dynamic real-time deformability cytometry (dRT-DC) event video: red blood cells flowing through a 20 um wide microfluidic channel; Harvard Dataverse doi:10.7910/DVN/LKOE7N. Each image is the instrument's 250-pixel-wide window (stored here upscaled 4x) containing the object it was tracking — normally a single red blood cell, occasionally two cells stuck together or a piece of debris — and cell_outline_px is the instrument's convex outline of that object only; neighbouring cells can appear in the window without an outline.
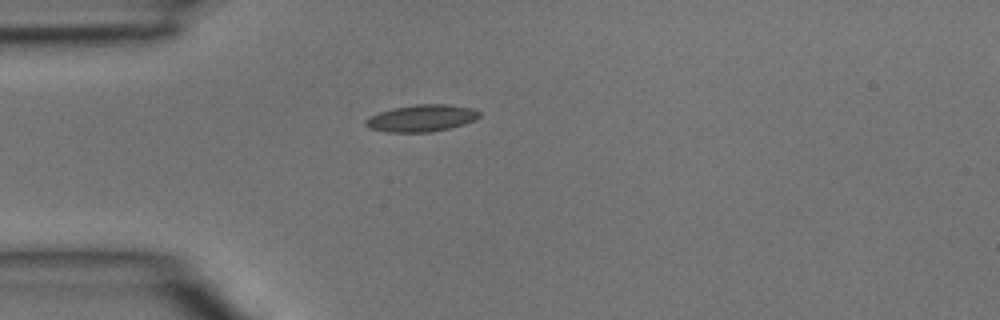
{"species": "common noctule bat (a hibernating species)", "species_latin": "Nyctalus noctula", "temperature_condition": "room temperature", "stored_images_in_passage": 1, "camera_frame_rate_fps": 3000, "um_per_image_px": 0.085, "animal": {"sex": "male", "body_mass_g": 15.6}, "frame": {"image": 1, "passage_image": 1, "time_ms": 0.0, "image_size_px": [1000, 320], "cell_outline_px": [[480, 116], [476, 120], [464, 124], [432, 132], [388, 132], [368, 128], [364, 124], [364, 120], [380, 112], [392, 108], [416, 104], [448, 104], [472, 108], [480, 112]], "centroid_in_image_um": [35.84, 10.04], "position_along_channel_um": 49.2, "area_um2": 17.86}}